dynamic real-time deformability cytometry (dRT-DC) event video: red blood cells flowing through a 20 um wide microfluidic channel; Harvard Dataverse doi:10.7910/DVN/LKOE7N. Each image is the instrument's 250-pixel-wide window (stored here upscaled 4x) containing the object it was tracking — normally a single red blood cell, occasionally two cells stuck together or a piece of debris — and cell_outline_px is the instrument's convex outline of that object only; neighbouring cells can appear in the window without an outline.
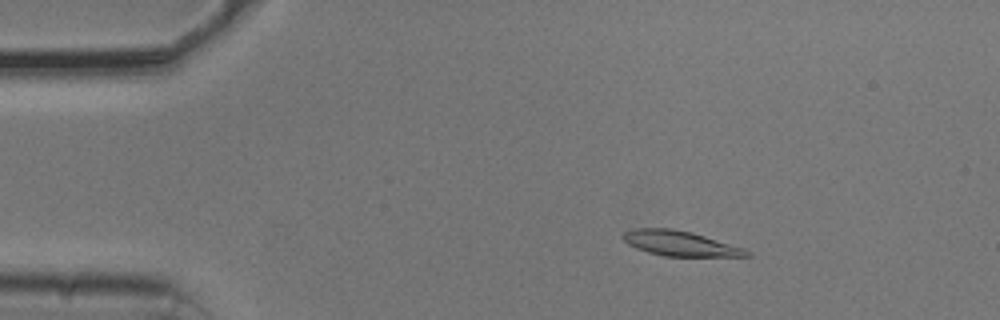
{"species": "common noctule bat (a hibernating species)", "species_latin": "Nyctalus noctula", "temperature_condition": "cold", "stored_images_in_passage": 21, "camera_frame_rate_fps": 3000, "um_per_image_px": 0.085, "animal": {"sex": "male", "body_mass_g": 20.5, "forearm_length_mm": 52.5}, "frame": {"image": 1, "passage_image": 5, "time_ms": 1.333, "image_size_px": [1000, 320], "cell_outline_px": [[752, 256], [664, 256], [648, 252], [636, 248], [628, 244], [620, 236], [624, 232], [636, 228], [672, 228], [692, 232], [744, 248], [752, 252]], "centroid_in_image_um": [57.8, 20.69], "position_along_channel_um": 27.2, "area_um2": 18.03}}
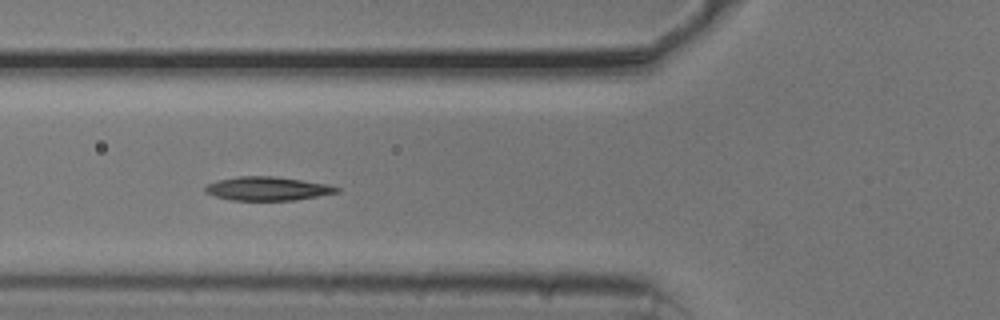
{"frame": {"image": 2, "passage_image": 16, "time_ms": 5.0, "image_size_px": [1000, 320], "cell_outline_px": [[340, 192], [296, 200], [232, 200], [216, 196], [204, 192], [204, 188], [208, 184], [216, 180], [240, 176], [276, 176], [328, 184], [340, 188]], "centroid_in_image_um": [22.75, 16.03], "position_along_channel_um": 103.0, "area_um2": 18.21}}
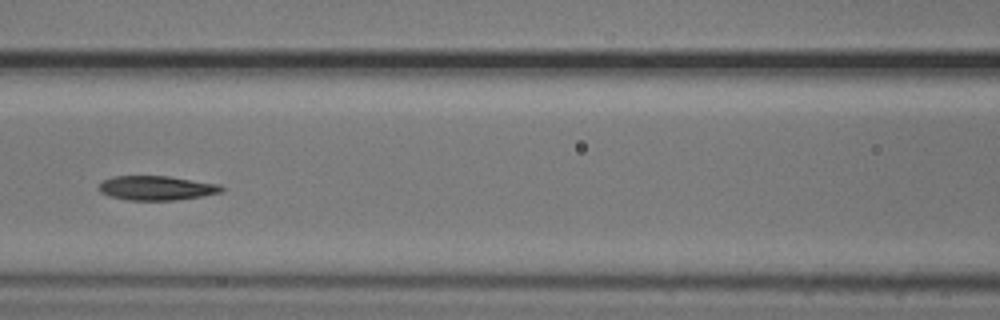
{"frame": {"image": 3, "passage_image": 20, "time_ms": 6.333, "image_size_px": [1000, 320], "cell_outline_px": [[224, 188], [220, 192], [204, 196], [176, 200], [128, 200], [108, 196], [100, 192], [96, 188], [100, 180], [112, 176], [168, 176], [220, 184]], "centroid_in_image_um": [13.23, 15.98], "position_along_channel_um": 153.4, "area_um2": 17.69}}